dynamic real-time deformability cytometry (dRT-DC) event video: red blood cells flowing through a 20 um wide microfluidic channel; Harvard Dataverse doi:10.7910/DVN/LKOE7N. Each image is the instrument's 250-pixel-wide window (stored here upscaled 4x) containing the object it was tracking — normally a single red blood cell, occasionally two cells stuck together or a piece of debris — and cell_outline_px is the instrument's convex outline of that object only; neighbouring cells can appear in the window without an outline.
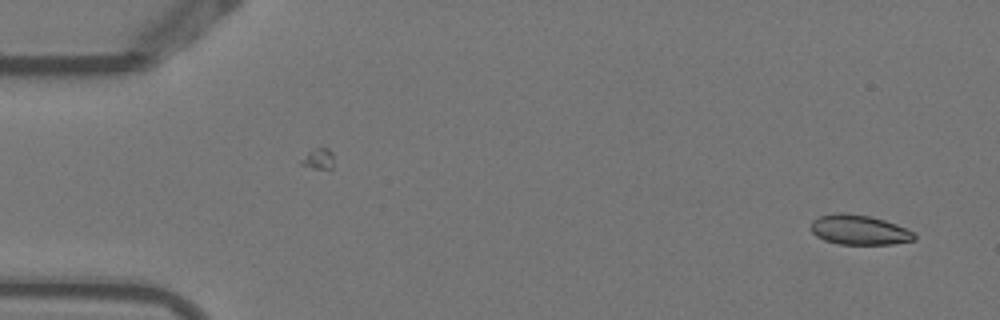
{"species": "Egyptian fruit bat (a non-hibernating species)", "species_latin": "Rousettus aegyptiacus", "temperature_condition": "warm", "stored_images_in_passage": 3, "camera_frame_rate_fps": 3000, "um_per_image_px": 0.085, "animal": {"sex": "female"}, "frame": {"image": 1, "passage_image": 3, "time_ms": 0.667, "image_size_px": [1000, 320], "cell_outline_px": [[916, 240], [892, 244], [840, 244], [824, 240], [816, 236], [812, 232], [812, 220], [820, 216], [836, 212], [844, 212], [868, 216], [884, 220], [896, 224], [912, 232], [916, 236]], "centroid_in_image_um": [73.02, 19.54], "position_along_channel_um": 12.0, "area_um2": 17.86}}